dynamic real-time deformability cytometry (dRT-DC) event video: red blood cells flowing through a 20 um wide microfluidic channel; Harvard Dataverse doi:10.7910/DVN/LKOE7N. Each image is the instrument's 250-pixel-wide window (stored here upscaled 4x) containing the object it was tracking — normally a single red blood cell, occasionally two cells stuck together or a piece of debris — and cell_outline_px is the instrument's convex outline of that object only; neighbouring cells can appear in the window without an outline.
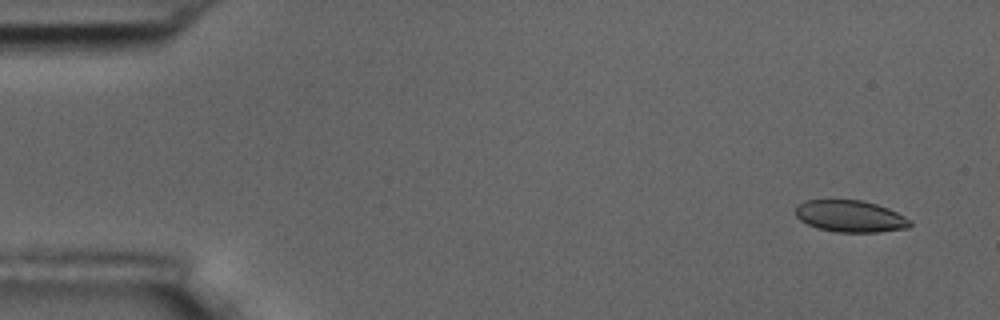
{"species": "common noctule bat (a hibernating species)", "species_latin": "Nyctalus noctula", "temperature_condition": "room temperature", "stored_images_in_passage": 15, "camera_frame_rate_fps": 3000, "um_per_image_px": 0.085, "animal": {"sex": "male", "body_mass_g": 17.5, "forearm_length_mm": 52.3}, "frame": {"image": 1, "passage_image": 2, "time_ms": 1.0, "image_size_px": [1000, 320], "cell_outline_px": [[912, 224], [908, 228], [880, 232], [836, 232], [816, 228], [800, 220], [796, 216], [796, 208], [804, 200], [860, 200], [876, 204], [888, 208], [912, 220]], "centroid_in_image_um": [72.29, 18.39], "position_along_channel_um": 12.7, "area_um2": 21.21}}
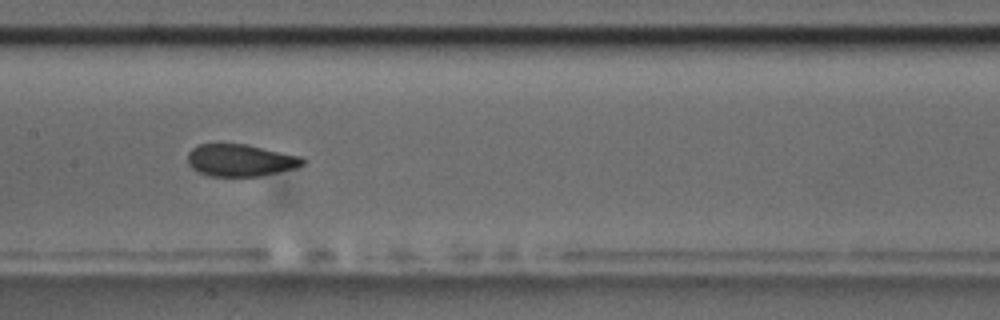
{"frame": {"image": 2, "passage_image": 8, "time_ms": 9.0, "image_size_px": [1000, 320], "cell_outline_px": [[308, 160], [304, 164], [296, 168], [260, 176], [208, 176], [192, 168], [188, 164], [188, 152], [192, 148], [200, 144], [248, 144], [304, 156]], "centroid_in_image_um": [20.5, 13.61], "position_along_channel_um": 186.9, "area_um2": 21.85}}
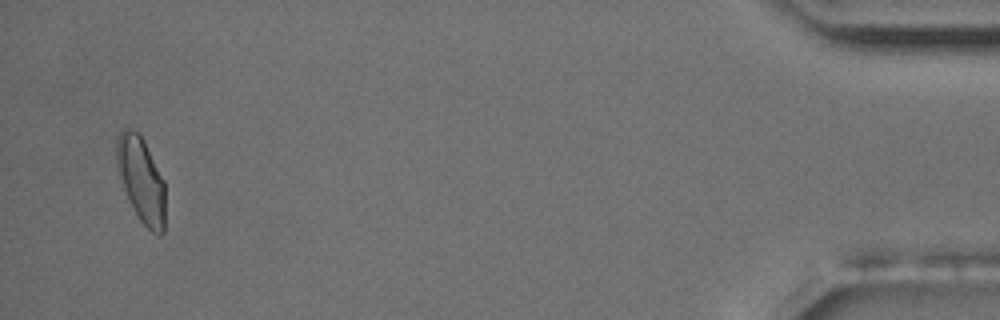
{"frame": {"image": 3, "passage_image": 15, "time_ms": 17.667, "image_size_px": [1000, 320], "cell_outline_px": [[164, 232], [160, 236], [152, 232], [140, 220], [132, 208], [128, 200], [116, 172], [116, 136], [124, 128], [128, 128], [136, 132], [144, 140], [164, 180]], "centroid_in_image_um": [11.97, 15.27], "position_along_channel_um": 423.2, "area_um2": 24.45}, "authors_computed_cell_mechanics": {"area_um2": 22.3108, "velocity_mm_per_s": 3.6635, "shape_relaxation_time_tau1_ms": 7.1857, "shape_relaxation_time_tau2_ms": null, "deformation_change_tau1": 0.1246, "deformation_change_tau2": null}}